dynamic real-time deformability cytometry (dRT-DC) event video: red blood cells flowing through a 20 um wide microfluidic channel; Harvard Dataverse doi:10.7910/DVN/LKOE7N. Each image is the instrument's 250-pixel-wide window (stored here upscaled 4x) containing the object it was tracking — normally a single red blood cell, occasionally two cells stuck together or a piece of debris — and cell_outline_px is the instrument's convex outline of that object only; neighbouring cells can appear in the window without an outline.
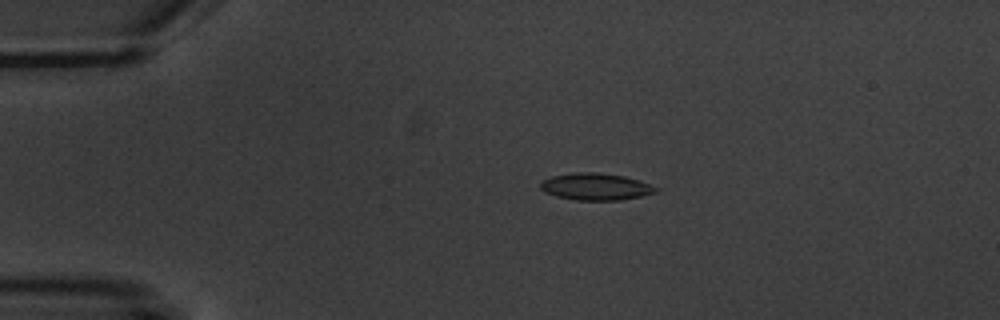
{"species": "common noctule bat (a hibernating species)", "species_latin": "Nyctalus noctula", "temperature_condition": "warm", "stored_images_in_passage": 6, "camera_frame_rate_fps": 3000, "um_per_image_px": 0.085, "animal": {"sex": "male", "body_mass_g": 20.1, "forearm_length_mm": 53.5}, "frame": {"image": 1, "passage_image": 3, "time_ms": 2.0, "image_size_px": [1000, 320], "cell_outline_px": [[660, 188], [656, 192], [640, 196], [620, 200], [576, 200], [556, 196], [544, 192], [540, 188], [540, 180], [552, 176], [576, 172], [596, 172], [624, 176], [640, 180]], "centroid_in_image_um": [50.62, 15.86], "position_along_channel_um": 34.4, "area_um2": 18.21}}
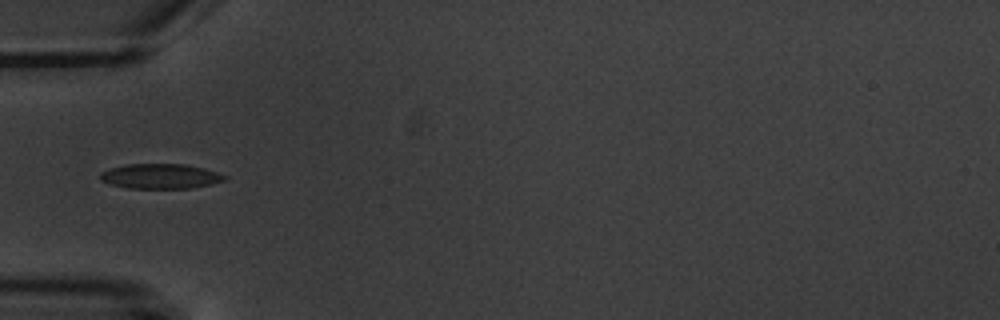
{"frame": {"image": 2, "passage_image": 5, "time_ms": 4.333, "image_size_px": [1000, 320], "cell_outline_px": [[228, 176], [224, 180], [192, 188], [128, 188], [112, 184], [100, 180], [100, 172], [112, 168], [128, 164], [184, 164], [204, 168]], "centroid_in_image_um": [13.63, 14.97], "position_along_channel_um": 71.4, "area_um2": 17.8}}